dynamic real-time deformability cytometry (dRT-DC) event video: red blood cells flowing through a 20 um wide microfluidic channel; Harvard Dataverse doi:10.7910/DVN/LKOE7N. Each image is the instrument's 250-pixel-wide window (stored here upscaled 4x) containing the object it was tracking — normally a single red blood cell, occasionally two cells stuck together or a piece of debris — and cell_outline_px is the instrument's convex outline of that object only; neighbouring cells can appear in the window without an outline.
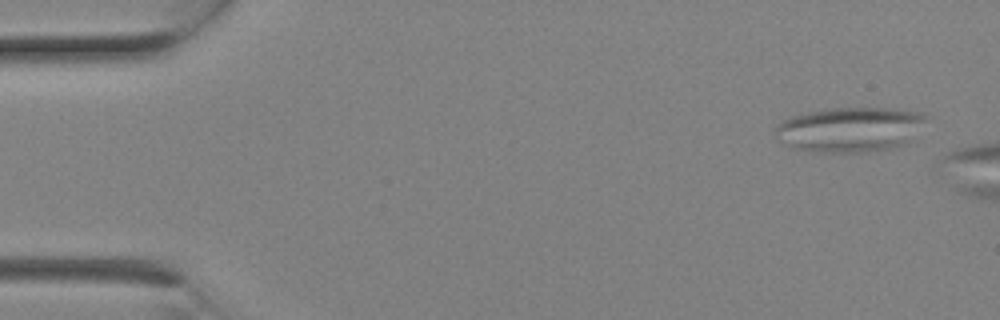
{"species": "Egyptian fruit bat (a non-hibernating species)", "species_latin": "Rousettus aegyptiacus", "temperature_condition": "room temperature", "stored_images_in_passage": 2, "camera_frame_rate_fps": 3000, "um_per_image_px": 0.085, "animal": {"sex": "female"}, "frame": {"image": 1, "passage_image": 1, "time_ms": 0.0, "image_size_px": [1000, 320], "cell_outline_px": [[928, 116], [912, 140], [908, 144], [896, 148], [868, 152], [808, 152], [796, 148], [772, 136], [772, 132], [776, 124], [792, 116], [808, 112], [828, 108], [900, 108], [924, 112]], "centroid_in_image_um": [72.28, 11.0], "position_along_channel_um": 12.7, "area_um2": 40.23}}